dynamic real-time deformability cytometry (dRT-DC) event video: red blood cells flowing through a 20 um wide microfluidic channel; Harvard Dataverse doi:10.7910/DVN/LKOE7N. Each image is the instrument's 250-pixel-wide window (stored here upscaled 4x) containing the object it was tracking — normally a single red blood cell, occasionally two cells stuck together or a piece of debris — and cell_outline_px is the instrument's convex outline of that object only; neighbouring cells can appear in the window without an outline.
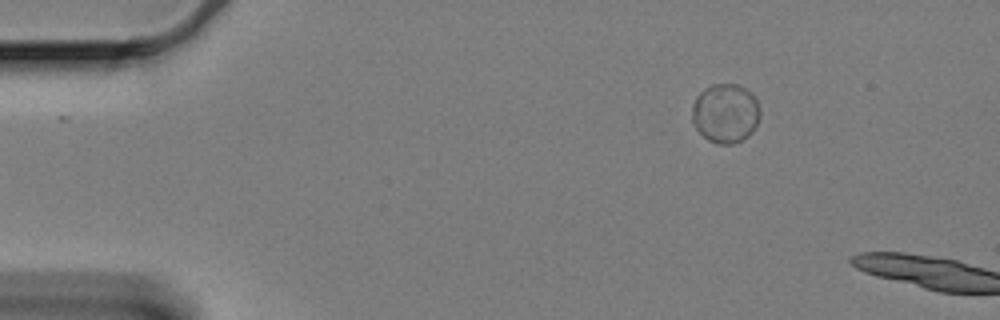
{"species": "Egyptian fruit bat (a non-hibernating species)", "species_latin": "Rousettus aegyptiacus", "temperature_condition": "cold", "stored_images_in_passage": 4, "camera_frame_rate_fps": 3000, "um_per_image_px": 0.085, "animal": {"sex": "female"}, "frame": {"image": 1, "passage_image": 1, "time_ms": 0.0, "image_size_px": [1000, 320], "cell_outline_px": [[760, 116], [752, 132], [744, 140], [732, 144], [716, 144], [708, 140], [696, 128], [692, 120], [692, 104], [696, 96], [704, 88], [712, 84], [736, 84], [748, 88], [752, 92], [756, 100], [760, 112]], "centroid_in_image_um": [61.66, 9.62], "position_along_channel_um": 23.3, "area_um2": 23.76}}